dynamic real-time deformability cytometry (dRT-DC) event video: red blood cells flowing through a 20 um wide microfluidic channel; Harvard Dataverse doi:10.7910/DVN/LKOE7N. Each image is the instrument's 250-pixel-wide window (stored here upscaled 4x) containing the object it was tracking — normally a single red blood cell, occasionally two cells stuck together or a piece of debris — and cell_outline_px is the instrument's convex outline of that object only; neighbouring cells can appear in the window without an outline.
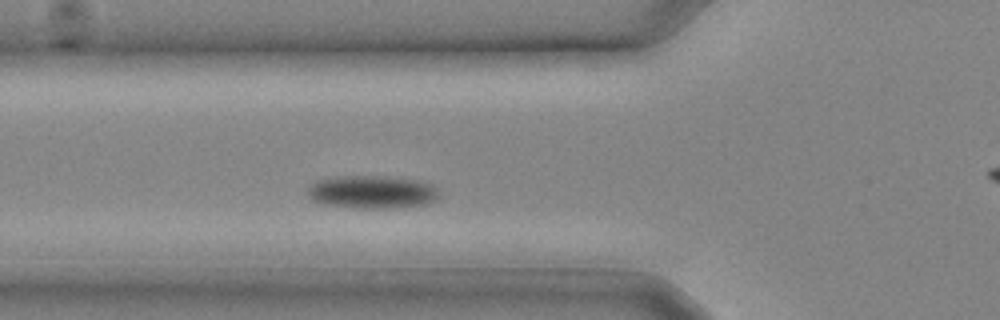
{"species": "common noctule bat (a hibernating species)", "species_latin": "Nyctalus noctula", "temperature_condition": "cold", "stored_images_in_passage": 19, "camera_frame_rate_fps": 3000, "um_per_image_px": 0.085, "animal": {"sex": "male", "body_mass_g": 20.4}, "frame": {"image": 1, "passage_image": 6, "time_ms": 1.667, "image_size_px": [1000, 320], "cell_outline_px": [[440, 192], [436, 200], [428, 204], [392, 208], [360, 208], [320, 204], [312, 200], [308, 196], [308, 188], [316, 180], [336, 176], [388, 176], [424, 180], [432, 184]], "centroid_in_image_um": [31.66, 16.31], "position_along_channel_um": 94.1, "area_um2": 25.78}}